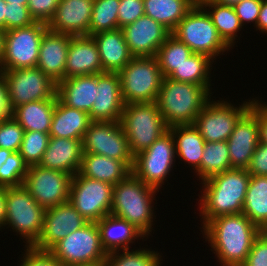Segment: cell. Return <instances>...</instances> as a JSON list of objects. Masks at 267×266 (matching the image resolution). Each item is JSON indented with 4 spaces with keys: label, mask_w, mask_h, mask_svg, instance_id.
<instances>
[{
    "label": "cell",
    "mask_w": 267,
    "mask_h": 266,
    "mask_svg": "<svg viewBox=\"0 0 267 266\" xmlns=\"http://www.w3.org/2000/svg\"><path fill=\"white\" fill-rule=\"evenodd\" d=\"M203 227L222 266H242L255 238L262 232L243 213L218 216Z\"/></svg>",
    "instance_id": "6da1fadb"
},
{
    "label": "cell",
    "mask_w": 267,
    "mask_h": 266,
    "mask_svg": "<svg viewBox=\"0 0 267 266\" xmlns=\"http://www.w3.org/2000/svg\"><path fill=\"white\" fill-rule=\"evenodd\" d=\"M250 177L247 169L232 168L203 181V225L221 215L242 213Z\"/></svg>",
    "instance_id": "7a4b0ae2"
},
{
    "label": "cell",
    "mask_w": 267,
    "mask_h": 266,
    "mask_svg": "<svg viewBox=\"0 0 267 266\" xmlns=\"http://www.w3.org/2000/svg\"><path fill=\"white\" fill-rule=\"evenodd\" d=\"M209 94L201 85L167 77L163 78L155 102L168 127L193 125L195 118L211 99Z\"/></svg>",
    "instance_id": "3957f363"
},
{
    "label": "cell",
    "mask_w": 267,
    "mask_h": 266,
    "mask_svg": "<svg viewBox=\"0 0 267 266\" xmlns=\"http://www.w3.org/2000/svg\"><path fill=\"white\" fill-rule=\"evenodd\" d=\"M156 192V189L147 186L131 172L114 186L110 214L126 220L145 237L152 231L150 230L153 222L151 202Z\"/></svg>",
    "instance_id": "277c9868"
},
{
    "label": "cell",
    "mask_w": 267,
    "mask_h": 266,
    "mask_svg": "<svg viewBox=\"0 0 267 266\" xmlns=\"http://www.w3.org/2000/svg\"><path fill=\"white\" fill-rule=\"evenodd\" d=\"M119 122L134 156L169 130L156 102L125 104Z\"/></svg>",
    "instance_id": "5b68a950"
},
{
    "label": "cell",
    "mask_w": 267,
    "mask_h": 266,
    "mask_svg": "<svg viewBox=\"0 0 267 266\" xmlns=\"http://www.w3.org/2000/svg\"><path fill=\"white\" fill-rule=\"evenodd\" d=\"M118 74L124 104L156 101L164 77L155 56L133 57Z\"/></svg>",
    "instance_id": "8992f818"
},
{
    "label": "cell",
    "mask_w": 267,
    "mask_h": 266,
    "mask_svg": "<svg viewBox=\"0 0 267 266\" xmlns=\"http://www.w3.org/2000/svg\"><path fill=\"white\" fill-rule=\"evenodd\" d=\"M198 3L186 14L171 32L186 44L193 53L204 54L211 59L230 47L219 36L210 16Z\"/></svg>",
    "instance_id": "52a82bcc"
},
{
    "label": "cell",
    "mask_w": 267,
    "mask_h": 266,
    "mask_svg": "<svg viewBox=\"0 0 267 266\" xmlns=\"http://www.w3.org/2000/svg\"><path fill=\"white\" fill-rule=\"evenodd\" d=\"M45 209L23 186L6 187V219L13 230L19 232L32 247L39 239L44 222Z\"/></svg>",
    "instance_id": "ba28073f"
},
{
    "label": "cell",
    "mask_w": 267,
    "mask_h": 266,
    "mask_svg": "<svg viewBox=\"0 0 267 266\" xmlns=\"http://www.w3.org/2000/svg\"><path fill=\"white\" fill-rule=\"evenodd\" d=\"M49 252L65 266L105 263L107 252L101 244L97 223L88 222L82 228L57 242Z\"/></svg>",
    "instance_id": "9c48e42d"
},
{
    "label": "cell",
    "mask_w": 267,
    "mask_h": 266,
    "mask_svg": "<svg viewBox=\"0 0 267 266\" xmlns=\"http://www.w3.org/2000/svg\"><path fill=\"white\" fill-rule=\"evenodd\" d=\"M47 30L46 23L36 21L27 27L5 31L0 71L37 67L41 39Z\"/></svg>",
    "instance_id": "30bf717a"
},
{
    "label": "cell",
    "mask_w": 267,
    "mask_h": 266,
    "mask_svg": "<svg viewBox=\"0 0 267 266\" xmlns=\"http://www.w3.org/2000/svg\"><path fill=\"white\" fill-rule=\"evenodd\" d=\"M8 90L12 111L23 104L46 99H58L56 82L38 67L0 71Z\"/></svg>",
    "instance_id": "8fae6325"
},
{
    "label": "cell",
    "mask_w": 267,
    "mask_h": 266,
    "mask_svg": "<svg viewBox=\"0 0 267 266\" xmlns=\"http://www.w3.org/2000/svg\"><path fill=\"white\" fill-rule=\"evenodd\" d=\"M113 188L109 183L77 172L71 180L69 202L88 222L97 223L110 214Z\"/></svg>",
    "instance_id": "7c38bea8"
},
{
    "label": "cell",
    "mask_w": 267,
    "mask_h": 266,
    "mask_svg": "<svg viewBox=\"0 0 267 266\" xmlns=\"http://www.w3.org/2000/svg\"><path fill=\"white\" fill-rule=\"evenodd\" d=\"M174 140L171 131L168 130L147 149L134 156L132 173L157 191L173 167L176 153Z\"/></svg>",
    "instance_id": "4fadbf2b"
},
{
    "label": "cell",
    "mask_w": 267,
    "mask_h": 266,
    "mask_svg": "<svg viewBox=\"0 0 267 266\" xmlns=\"http://www.w3.org/2000/svg\"><path fill=\"white\" fill-rule=\"evenodd\" d=\"M82 150L83 153L115 158L131 169L133 167L134 155L120 122L92 121L82 138Z\"/></svg>",
    "instance_id": "5bb4252c"
},
{
    "label": "cell",
    "mask_w": 267,
    "mask_h": 266,
    "mask_svg": "<svg viewBox=\"0 0 267 266\" xmlns=\"http://www.w3.org/2000/svg\"><path fill=\"white\" fill-rule=\"evenodd\" d=\"M72 175L33 165L28 168L23 186L45 210L69 201Z\"/></svg>",
    "instance_id": "9a60e30c"
},
{
    "label": "cell",
    "mask_w": 267,
    "mask_h": 266,
    "mask_svg": "<svg viewBox=\"0 0 267 266\" xmlns=\"http://www.w3.org/2000/svg\"><path fill=\"white\" fill-rule=\"evenodd\" d=\"M252 101L238 108L228 102L216 101L205 105L193 123L205 142L227 141L240 117L250 108Z\"/></svg>",
    "instance_id": "2e32d148"
},
{
    "label": "cell",
    "mask_w": 267,
    "mask_h": 266,
    "mask_svg": "<svg viewBox=\"0 0 267 266\" xmlns=\"http://www.w3.org/2000/svg\"><path fill=\"white\" fill-rule=\"evenodd\" d=\"M260 142L257 101L240 117L227 140L231 169H247Z\"/></svg>",
    "instance_id": "e0dca14e"
},
{
    "label": "cell",
    "mask_w": 267,
    "mask_h": 266,
    "mask_svg": "<svg viewBox=\"0 0 267 266\" xmlns=\"http://www.w3.org/2000/svg\"><path fill=\"white\" fill-rule=\"evenodd\" d=\"M88 221L69 202L45 210L43 229L36 250L49 251L57 242L71 232L82 228Z\"/></svg>",
    "instance_id": "ac0fdd59"
},
{
    "label": "cell",
    "mask_w": 267,
    "mask_h": 266,
    "mask_svg": "<svg viewBox=\"0 0 267 266\" xmlns=\"http://www.w3.org/2000/svg\"><path fill=\"white\" fill-rule=\"evenodd\" d=\"M125 41L134 57L156 56L171 32L146 15L122 28Z\"/></svg>",
    "instance_id": "d6986e66"
},
{
    "label": "cell",
    "mask_w": 267,
    "mask_h": 266,
    "mask_svg": "<svg viewBox=\"0 0 267 266\" xmlns=\"http://www.w3.org/2000/svg\"><path fill=\"white\" fill-rule=\"evenodd\" d=\"M118 73L97 74V87L94 103L88 113L92 121L119 122L124 110Z\"/></svg>",
    "instance_id": "ffe728a7"
},
{
    "label": "cell",
    "mask_w": 267,
    "mask_h": 266,
    "mask_svg": "<svg viewBox=\"0 0 267 266\" xmlns=\"http://www.w3.org/2000/svg\"><path fill=\"white\" fill-rule=\"evenodd\" d=\"M94 0H60L48 30L71 36L89 35Z\"/></svg>",
    "instance_id": "44dd1931"
},
{
    "label": "cell",
    "mask_w": 267,
    "mask_h": 266,
    "mask_svg": "<svg viewBox=\"0 0 267 266\" xmlns=\"http://www.w3.org/2000/svg\"><path fill=\"white\" fill-rule=\"evenodd\" d=\"M104 73L93 36H72L66 59L65 79Z\"/></svg>",
    "instance_id": "7402d4cb"
},
{
    "label": "cell",
    "mask_w": 267,
    "mask_h": 266,
    "mask_svg": "<svg viewBox=\"0 0 267 266\" xmlns=\"http://www.w3.org/2000/svg\"><path fill=\"white\" fill-rule=\"evenodd\" d=\"M71 37L68 34L47 30L41 39L37 67L56 83L65 79Z\"/></svg>",
    "instance_id": "603a6c76"
},
{
    "label": "cell",
    "mask_w": 267,
    "mask_h": 266,
    "mask_svg": "<svg viewBox=\"0 0 267 266\" xmlns=\"http://www.w3.org/2000/svg\"><path fill=\"white\" fill-rule=\"evenodd\" d=\"M82 155V140L50 137L38 165L74 176L80 170Z\"/></svg>",
    "instance_id": "cb8c5ba5"
},
{
    "label": "cell",
    "mask_w": 267,
    "mask_h": 266,
    "mask_svg": "<svg viewBox=\"0 0 267 266\" xmlns=\"http://www.w3.org/2000/svg\"><path fill=\"white\" fill-rule=\"evenodd\" d=\"M100 55L103 72L119 73L134 57L125 41L122 29L92 35Z\"/></svg>",
    "instance_id": "d4e9b609"
},
{
    "label": "cell",
    "mask_w": 267,
    "mask_h": 266,
    "mask_svg": "<svg viewBox=\"0 0 267 266\" xmlns=\"http://www.w3.org/2000/svg\"><path fill=\"white\" fill-rule=\"evenodd\" d=\"M97 87V74L74 76L56 84L58 100L65 106L91 111Z\"/></svg>",
    "instance_id": "484cf974"
},
{
    "label": "cell",
    "mask_w": 267,
    "mask_h": 266,
    "mask_svg": "<svg viewBox=\"0 0 267 266\" xmlns=\"http://www.w3.org/2000/svg\"><path fill=\"white\" fill-rule=\"evenodd\" d=\"M91 122L87 112L65 106L57 99L49 135L82 140Z\"/></svg>",
    "instance_id": "4316f807"
},
{
    "label": "cell",
    "mask_w": 267,
    "mask_h": 266,
    "mask_svg": "<svg viewBox=\"0 0 267 266\" xmlns=\"http://www.w3.org/2000/svg\"><path fill=\"white\" fill-rule=\"evenodd\" d=\"M132 169L125 163L115 158L83 153L79 173L88 178L99 180L115 186L125 179Z\"/></svg>",
    "instance_id": "83f0119b"
},
{
    "label": "cell",
    "mask_w": 267,
    "mask_h": 266,
    "mask_svg": "<svg viewBox=\"0 0 267 266\" xmlns=\"http://www.w3.org/2000/svg\"><path fill=\"white\" fill-rule=\"evenodd\" d=\"M100 230L101 244L107 253L117 251L118 248L129 250V244L144 235L126 220L114 215H107L97 222ZM134 238V239H133Z\"/></svg>",
    "instance_id": "f1b7e54d"
},
{
    "label": "cell",
    "mask_w": 267,
    "mask_h": 266,
    "mask_svg": "<svg viewBox=\"0 0 267 266\" xmlns=\"http://www.w3.org/2000/svg\"><path fill=\"white\" fill-rule=\"evenodd\" d=\"M57 99L32 101L16 107L13 118L24 128V131L49 133Z\"/></svg>",
    "instance_id": "f546056e"
},
{
    "label": "cell",
    "mask_w": 267,
    "mask_h": 266,
    "mask_svg": "<svg viewBox=\"0 0 267 266\" xmlns=\"http://www.w3.org/2000/svg\"><path fill=\"white\" fill-rule=\"evenodd\" d=\"M145 15L172 32L197 0H143Z\"/></svg>",
    "instance_id": "4dcf8cb0"
},
{
    "label": "cell",
    "mask_w": 267,
    "mask_h": 266,
    "mask_svg": "<svg viewBox=\"0 0 267 266\" xmlns=\"http://www.w3.org/2000/svg\"><path fill=\"white\" fill-rule=\"evenodd\" d=\"M242 213L261 231H267V176L251 175Z\"/></svg>",
    "instance_id": "1f68e13d"
},
{
    "label": "cell",
    "mask_w": 267,
    "mask_h": 266,
    "mask_svg": "<svg viewBox=\"0 0 267 266\" xmlns=\"http://www.w3.org/2000/svg\"><path fill=\"white\" fill-rule=\"evenodd\" d=\"M169 130L176 139L174 140L176 154L197 170L200 167L205 146V140L200 132L194 125H176L169 127Z\"/></svg>",
    "instance_id": "d6a6232c"
},
{
    "label": "cell",
    "mask_w": 267,
    "mask_h": 266,
    "mask_svg": "<svg viewBox=\"0 0 267 266\" xmlns=\"http://www.w3.org/2000/svg\"><path fill=\"white\" fill-rule=\"evenodd\" d=\"M197 3L202 8L209 7L212 9V11H208L207 13L216 27L219 36L231 47L237 36L236 33L242 28L234 8L232 6L217 4L212 0H197Z\"/></svg>",
    "instance_id": "836d02e7"
},
{
    "label": "cell",
    "mask_w": 267,
    "mask_h": 266,
    "mask_svg": "<svg viewBox=\"0 0 267 266\" xmlns=\"http://www.w3.org/2000/svg\"><path fill=\"white\" fill-rule=\"evenodd\" d=\"M231 169L227 141L205 142L200 167L196 170L202 181Z\"/></svg>",
    "instance_id": "e575fe53"
},
{
    "label": "cell",
    "mask_w": 267,
    "mask_h": 266,
    "mask_svg": "<svg viewBox=\"0 0 267 266\" xmlns=\"http://www.w3.org/2000/svg\"><path fill=\"white\" fill-rule=\"evenodd\" d=\"M212 59L204 54L193 53L177 67L168 78L186 83L201 85L210 91L209 68Z\"/></svg>",
    "instance_id": "d590c367"
},
{
    "label": "cell",
    "mask_w": 267,
    "mask_h": 266,
    "mask_svg": "<svg viewBox=\"0 0 267 266\" xmlns=\"http://www.w3.org/2000/svg\"><path fill=\"white\" fill-rule=\"evenodd\" d=\"M193 54V51L175 36L170 34L156 54L161 72L167 78L177 67Z\"/></svg>",
    "instance_id": "8d00e7d4"
},
{
    "label": "cell",
    "mask_w": 267,
    "mask_h": 266,
    "mask_svg": "<svg viewBox=\"0 0 267 266\" xmlns=\"http://www.w3.org/2000/svg\"><path fill=\"white\" fill-rule=\"evenodd\" d=\"M119 5L120 0H94L89 36L118 29Z\"/></svg>",
    "instance_id": "74e56055"
},
{
    "label": "cell",
    "mask_w": 267,
    "mask_h": 266,
    "mask_svg": "<svg viewBox=\"0 0 267 266\" xmlns=\"http://www.w3.org/2000/svg\"><path fill=\"white\" fill-rule=\"evenodd\" d=\"M123 251V254L120 255L117 253L119 250L107 253L104 266H160L161 257L155 251L146 249Z\"/></svg>",
    "instance_id": "f35d334b"
},
{
    "label": "cell",
    "mask_w": 267,
    "mask_h": 266,
    "mask_svg": "<svg viewBox=\"0 0 267 266\" xmlns=\"http://www.w3.org/2000/svg\"><path fill=\"white\" fill-rule=\"evenodd\" d=\"M50 140L49 133L25 131L19 154L28 167L38 165Z\"/></svg>",
    "instance_id": "ab89813d"
},
{
    "label": "cell",
    "mask_w": 267,
    "mask_h": 266,
    "mask_svg": "<svg viewBox=\"0 0 267 266\" xmlns=\"http://www.w3.org/2000/svg\"><path fill=\"white\" fill-rule=\"evenodd\" d=\"M28 168L19 152H13L0 168V185L4 187L23 185Z\"/></svg>",
    "instance_id": "60d3db41"
},
{
    "label": "cell",
    "mask_w": 267,
    "mask_h": 266,
    "mask_svg": "<svg viewBox=\"0 0 267 266\" xmlns=\"http://www.w3.org/2000/svg\"><path fill=\"white\" fill-rule=\"evenodd\" d=\"M24 128L13 118L0 120V148L18 152L24 136Z\"/></svg>",
    "instance_id": "b9f144b4"
},
{
    "label": "cell",
    "mask_w": 267,
    "mask_h": 266,
    "mask_svg": "<svg viewBox=\"0 0 267 266\" xmlns=\"http://www.w3.org/2000/svg\"><path fill=\"white\" fill-rule=\"evenodd\" d=\"M36 21L30 15L26 5L8 4L6 5V31L14 28L27 27Z\"/></svg>",
    "instance_id": "7bdbcfd3"
},
{
    "label": "cell",
    "mask_w": 267,
    "mask_h": 266,
    "mask_svg": "<svg viewBox=\"0 0 267 266\" xmlns=\"http://www.w3.org/2000/svg\"><path fill=\"white\" fill-rule=\"evenodd\" d=\"M145 15L143 0H120L118 28L122 29Z\"/></svg>",
    "instance_id": "ee69618b"
},
{
    "label": "cell",
    "mask_w": 267,
    "mask_h": 266,
    "mask_svg": "<svg viewBox=\"0 0 267 266\" xmlns=\"http://www.w3.org/2000/svg\"><path fill=\"white\" fill-rule=\"evenodd\" d=\"M60 0H28L30 15L35 21L48 23L53 17Z\"/></svg>",
    "instance_id": "f6af8a7d"
},
{
    "label": "cell",
    "mask_w": 267,
    "mask_h": 266,
    "mask_svg": "<svg viewBox=\"0 0 267 266\" xmlns=\"http://www.w3.org/2000/svg\"><path fill=\"white\" fill-rule=\"evenodd\" d=\"M242 266H267V231H262L255 238Z\"/></svg>",
    "instance_id": "bcb514c9"
},
{
    "label": "cell",
    "mask_w": 267,
    "mask_h": 266,
    "mask_svg": "<svg viewBox=\"0 0 267 266\" xmlns=\"http://www.w3.org/2000/svg\"><path fill=\"white\" fill-rule=\"evenodd\" d=\"M26 255L20 266H65L57 260L49 251L36 250L26 246Z\"/></svg>",
    "instance_id": "7dc6e473"
},
{
    "label": "cell",
    "mask_w": 267,
    "mask_h": 266,
    "mask_svg": "<svg viewBox=\"0 0 267 266\" xmlns=\"http://www.w3.org/2000/svg\"><path fill=\"white\" fill-rule=\"evenodd\" d=\"M261 5L262 0H244L233 7L242 26L244 22L257 24Z\"/></svg>",
    "instance_id": "c3c4849f"
},
{
    "label": "cell",
    "mask_w": 267,
    "mask_h": 266,
    "mask_svg": "<svg viewBox=\"0 0 267 266\" xmlns=\"http://www.w3.org/2000/svg\"><path fill=\"white\" fill-rule=\"evenodd\" d=\"M247 171L250 175L267 176V144L259 142Z\"/></svg>",
    "instance_id": "681fc988"
},
{
    "label": "cell",
    "mask_w": 267,
    "mask_h": 266,
    "mask_svg": "<svg viewBox=\"0 0 267 266\" xmlns=\"http://www.w3.org/2000/svg\"><path fill=\"white\" fill-rule=\"evenodd\" d=\"M12 115L6 82L0 73V120Z\"/></svg>",
    "instance_id": "f907efd6"
},
{
    "label": "cell",
    "mask_w": 267,
    "mask_h": 266,
    "mask_svg": "<svg viewBox=\"0 0 267 266\" xmlns=\"http://www.w3.org/2000/svg\"><path fill=\"white\" fill-rule=\"evenodd\" d=\"M257 118L259 124L260 142L267 144V105L257 100Z\"/></svg>",
    "instance_id": "816d5d0a"
},
{
    "label": "cell",
    "mask_w": 267,
    "mask_h": 266,
    "mask_svg": "<svg viewBox=\"0 0 267 266\" xmlns=\"http://www.w3.org/2000/svg\"><path fill=\"white\" fill-rule=\"evenodd\" d=\"M255 26L262 32H267V0H262L257 24Z\"/></svg>",
    "instance_id": "f5cc1de1"
},
{
    "label": "cell",
    "mask_w": 267,
    "mask_h": 266,
    "mask_svg": "<svg viewBox=\"0 0 267 266\" xmlns=\"http://www.w3.org/2000/svg\"><path fill=\"white\" fill-rule=\"evenodd\" d=\"M6 219V187L0 185V227Z\"/></svg>",
    "instance_id": "db71d44e"
},
{
    "label": "cell",
    "mask_w": 267,
    "mask_h": 266,
    "mask_svg": "<svg viewBox=\"0 0 267 266\" xmlns=\"http://www.w3.org/2000/svg\"><path fill=\"white\" fill-rule=\"evenodd\" d=\"M6 5L4 0H0V29L6 31Z\"/></svg>",
    "instance_id": "11a10c76"
},
{
    "label": "cell",
    "mask_w": 267,
    "mask_h": 266,
    "mask_svg": "<svg viewBox=\"0 0 267 266\" xmlns=\"http://www.w3.org/2000/svg\"><path fill=\"white\" fill-rule=\"evenodd\" d=\"M213 2L220 4V5H225V6H232L234 7L238 3L244 1V0H212Z\"/></svg>",
    "instance_id": "9f6ffc18"
},
{
    "label": "cell",
    "mask_w": 267,
    "mask_h": 266,
    "mask_svg": "<svg viewBox=\"0 0 267 266\" xmlns=\"http://www.w3.org/2000/svg\"><path fill=\"white\" fill-rule=\"evenodd\" d=\"M5 31L0 29V64L4 55Z\"/></svg>",
    "instance_id": "6f0895ef"
},
{
    "label": "cell",
    "mask_w": 267,
    "mask_h": 266,
    "mask_svg": "<svg viewBox=\"0 0 267 266\" xmlns=\"http://www.w3.org/2000/svg\"><path fill=\"white\" fill-rule=\"evenodd\" d=\"M13 151L0 148V168L2 164L7 160L8 156L11 155Z\"/></svg>",
    "instance_id": "680465c9"
},
{
    "label": "cell",
    "mask_w": 267,
    "mask_h": 266,
    "mask_svg": "<svg viewBox=\"0 0 267 266\" xmlns=\"http://www.w3.org/2000/svg\"><path fill=\"white\" fill-rule=\"evenodd\" d=\"M8 4H20L28 6V0H4Z\"/></svg>",
    "instance_id": "91938a15"
},
{
    "label": "cell",
    "mask_w": 267,
    "mask_h": 266,
    "mask_svg": "<svg viewBox=\"0 0 267 266\" xmlns=\"http://www.w3.org/2000/svg\"><path fill=\"white\" fill-rule=\"evenodd\" d=\"M67 266H104V263H94V264H73Z\"/></svg>",
    "instance_id": "94428289"
}]
</instances>
